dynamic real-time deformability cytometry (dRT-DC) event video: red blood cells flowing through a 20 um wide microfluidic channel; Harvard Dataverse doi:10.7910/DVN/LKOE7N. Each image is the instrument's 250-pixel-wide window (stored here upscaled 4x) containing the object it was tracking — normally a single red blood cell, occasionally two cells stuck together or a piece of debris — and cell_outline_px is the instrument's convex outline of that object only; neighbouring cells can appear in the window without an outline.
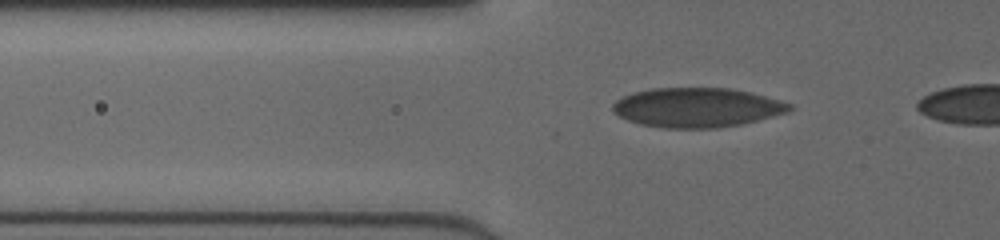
{"species": "human", "species_latin": "Homo sapiens", "temperature_condition": "cold", "stored_images_in_passage": 5, "camera_frame_rate_fps": 3000, "um_per_image_px": 0.085, "donor": {"sex": "female"}, "frame": {"image": 1, "passage_image": 2, "time_ms": 0.333, "image_size_px": [1000, 240], "cell_outline_px": [[792, 108], [788, 112], [740, 124], [716, 128], [664, 128], [640, 124], [628, 120], [612, 112], [612, 104], [616, 100], [632, 92], [652, 88], [728, 88], [748, 92], [780, 100], [792, 104]], "centroid_in_image_um": [59.2, 9.14], "position_along_channel_um": 66.6, "area_um2": 40.46}}